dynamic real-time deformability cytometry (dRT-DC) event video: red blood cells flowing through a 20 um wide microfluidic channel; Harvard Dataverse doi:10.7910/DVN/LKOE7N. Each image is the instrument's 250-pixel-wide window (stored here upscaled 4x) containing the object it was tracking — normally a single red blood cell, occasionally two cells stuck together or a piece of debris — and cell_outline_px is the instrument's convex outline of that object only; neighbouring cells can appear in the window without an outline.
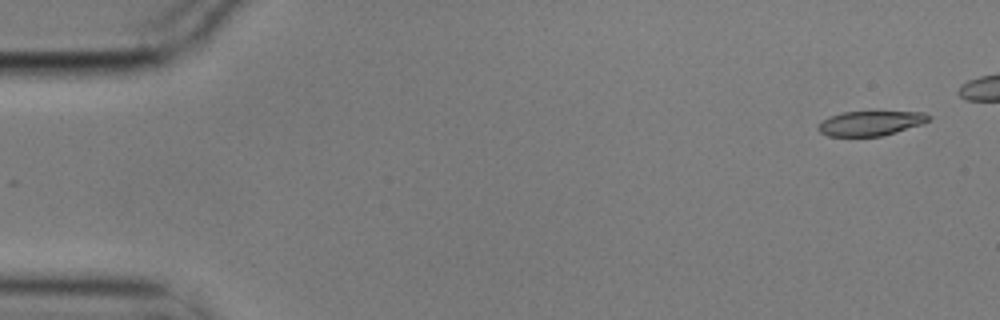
{"species": "common noctule bat (a hibernating species)", "species_latin": "Nyctalus noctula", "temperature_condition": "cold", "stored_images_in_passage": 6, "camera_frame_rate_fps": 3000, "um_per_image_px": 0.085, "animal": {"sex": "male", "body_mass_g": 17.9}, "frame": {"image": 1, "passage_image": 1, "time_ms": 0.0, "image_size_px": [1000, 320], "cell_outline_px": [[932, 116], [928, 120], [920, 124], [896, 132], [880, 136], [828, 136], [820, 132], [816, 128], [828, 116], [844, 112], [924, 112]], "centroid_in_image_um": [73.97, 10.47], "position_along_channel_um": 11.0, "area_um2": 15.66}}